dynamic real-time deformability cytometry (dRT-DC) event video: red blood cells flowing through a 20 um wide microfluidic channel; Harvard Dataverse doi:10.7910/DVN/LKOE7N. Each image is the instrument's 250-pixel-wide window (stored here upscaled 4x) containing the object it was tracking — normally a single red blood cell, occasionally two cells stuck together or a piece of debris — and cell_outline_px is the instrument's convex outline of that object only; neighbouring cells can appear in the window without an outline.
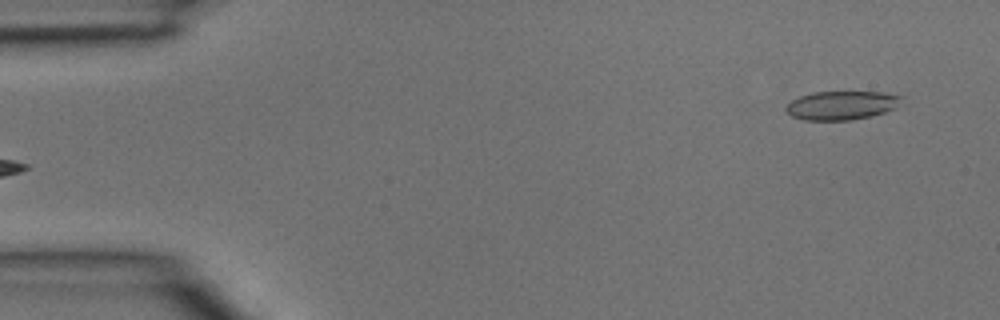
{"species": "common noctule bat (a hibernating species)", "species_latin": "Nyctalus noctula", "temperature_condition": "room temperature", "stored_images_in_passage": 5, "segment_of_instrument_passage": [2, 2], "camera_frame_rate_fps": 3000, "um_per_image_px": 0.085, "animal": {"sex": "male", "body_mass_g": 15.6}, "frame": {"image": 1, "passage_image": 5, "time_ms": 1.333, "image_size_px": [1000, 320], "cell_outline_px": [[904, 104], [896, 108], [872, 116], [852, 120], [804, 120], [792, 116], [784, 108], [792, 100], [800, 96], [812, 92], [884, 92], [904, 96]], "centroid_in_image_um": [71.62, 8.95], "position_along_channel_um": 13.4, "area_um2": 19.65}}